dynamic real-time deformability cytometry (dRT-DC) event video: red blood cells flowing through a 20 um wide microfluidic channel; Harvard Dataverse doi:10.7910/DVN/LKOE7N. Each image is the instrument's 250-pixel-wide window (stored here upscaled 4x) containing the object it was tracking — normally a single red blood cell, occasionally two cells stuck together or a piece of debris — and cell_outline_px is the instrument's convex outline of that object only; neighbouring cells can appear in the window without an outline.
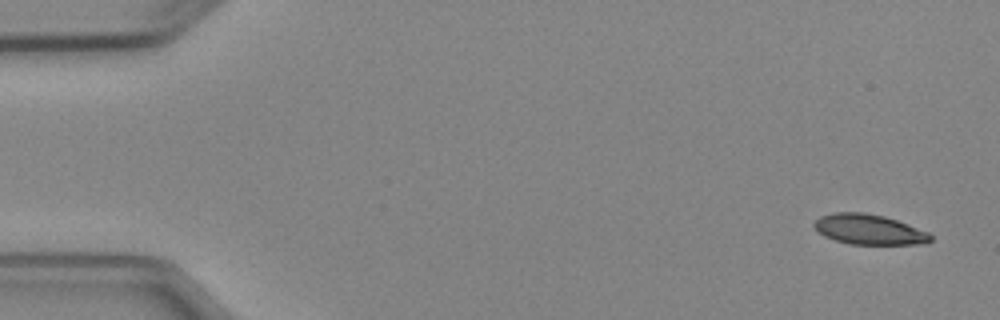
{"species": "Egyptian fruit bat (a non-hibernating species)", "species_latin": "Rousettus aegyptiacus", "temperature_condition": "cold", "stored_images_in_passage": 4, "camera_frame_rate_fps": 3000, "um_per_image_px": 0.085, "animal": {"sex": "female"}, "frame": {"image": 1, "passage_image": 1, "time_ms": 0.0, "image_size_px": [1000, 320], "cell_outline_px": [[932, 240], [928, 244], [848, 244], [824, 236], [812, 224], [820, 216], [832, 212], [864, 212], [884, 216], [908, 224], [928, 232], [932, 236]], "centroid_in_image_um": [73.88, 19.5], "position_along_channel_um": 11.1, "area_um2": 20.52}}
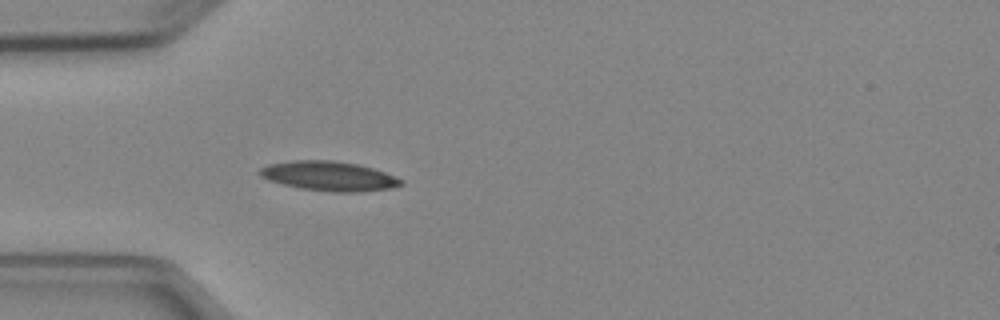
{"frame": {"image": 2, "passage_image": 4, "time_ms": 4.333, "image_size_px": [1000, 320], "cell_outline_px": [[404, 184], [388, 188], [360, 192], [332, 192], [300, 188], [268, 180], [260, 176], [256, 172], [260, 168], [268, 164], [292, 160], [332, 160], [360, 164], [384, 172], [404, 180]], "centroid_in_image_um": [27.94, 14.96], "position_along_channel_um": 57.1, "area_um2": 24.39}}